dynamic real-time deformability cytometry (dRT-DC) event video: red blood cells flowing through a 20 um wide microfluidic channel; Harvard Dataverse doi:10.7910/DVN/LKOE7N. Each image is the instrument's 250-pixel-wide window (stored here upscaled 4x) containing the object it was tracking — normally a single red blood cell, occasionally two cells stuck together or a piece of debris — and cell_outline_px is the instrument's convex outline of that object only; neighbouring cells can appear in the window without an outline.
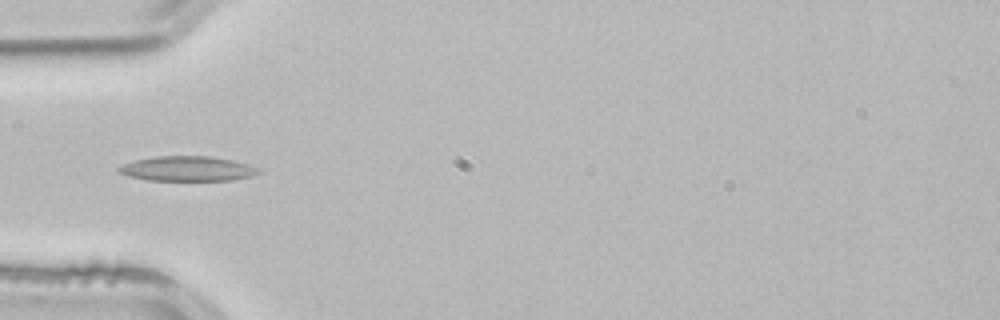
{"species": "common noctule bat (a hibernating species)", "species_latin": "Nyctalus noctula", "temperature_condition": "room temperature", "stored_images_in_passage": 2, "camera_frame_rate_fps": 3000, "um_per_image_px": 0.085, "animal": {"sex": "male", "body_mass_g": 21.5, "forearm_length_mm": 52.0}, "frame": {"image": 1, "passage_image": 2, "time_ms": 0.333, "image_size_px": [1000, 320], "cell_outline_px": [[260, 172], [252, 176], [232, 180], [148, 180], [128, 176], [120, 172], [116, 168], [124, 164], [136, 160], [156, 156], [208, 156], [248, 164], [260, 168]], "centroid_in_image_um": [15.93, 14.34], "position_along_channel_um": 69.1, "area_um2": 20.0}}